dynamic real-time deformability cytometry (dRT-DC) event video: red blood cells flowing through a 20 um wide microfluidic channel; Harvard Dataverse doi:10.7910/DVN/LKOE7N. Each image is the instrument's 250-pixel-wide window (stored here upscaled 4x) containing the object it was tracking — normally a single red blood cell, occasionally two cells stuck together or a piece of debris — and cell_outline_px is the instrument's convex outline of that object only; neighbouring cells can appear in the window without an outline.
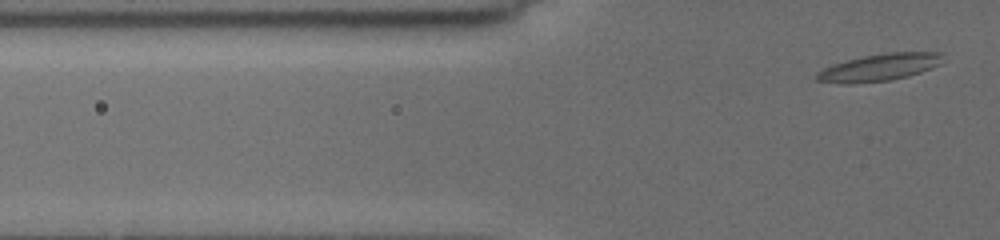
{"species": "common noctule bat (a hibernating species)", "species_latin": "Nyctalus noctula", "temperature_condition": "cold", "stored_images_in_passage": 6, "segment_of_instrument_passage": [2, 2], "camera_frame_rate_fps": 3000, "um_per_image_px": 0.085, "animal": {"sex": "female", "body_mass_g": 19.5, "forearm_length_mm": 54.1}, "frame": {"image": 1, "passage_image": 6, "time_ms": 5.0, "image_size_px": [1000, 240], "cell_outline_px": [[940, 64], [932, 68], [908, 76], [892, 80], [852, 84], [844, 84], [816, 80], [816, 72], [832, 64], [864, 56], [888, 52], [940, 52]], "centroid_in_image_um": [74.71, 5.74], "position_along_channel_um": 51.1, "area_um2": 19.83}}